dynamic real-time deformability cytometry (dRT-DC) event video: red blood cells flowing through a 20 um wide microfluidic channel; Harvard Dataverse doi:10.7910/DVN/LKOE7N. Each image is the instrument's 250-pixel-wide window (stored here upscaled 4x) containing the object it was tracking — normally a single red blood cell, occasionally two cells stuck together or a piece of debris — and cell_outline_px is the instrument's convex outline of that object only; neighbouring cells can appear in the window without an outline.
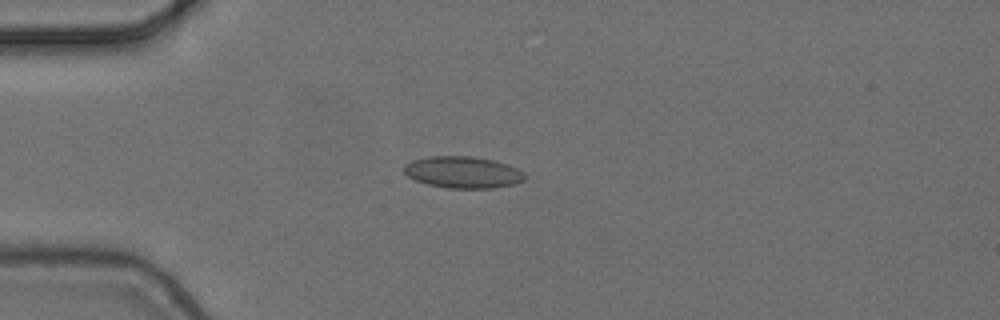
{"species": "common noctule bat (a hibernating species)", "species_latin": "Nyctalus noctula", "temperature_condition": "cold", "stored_images_in_passage": 6, "camera_frame_rate_fps": 3000, "um_per_image_px": 0.085, "animal": {"sex": "female", "body_mass_g": 24.6, "forearm_length_mm": 56.2}, "frame": {"image": 1, "passage_image": 4, "time_ms": 1.0, "image_size_px": [1000, 320], "cell_outline_px": [[524, 180], [516, 184], [492, 188], [448, 188], [428, 184], [416, 180], [408, 176], [404, 172], [404, 164], [412, 160], [428, 156], [472, 156], [492, 160], [508, 164], [524, 172]], "centroid_in_image_um": [39.34, 14.64], "position_along_channel_um": 45.7, "area_um2": 22.31}}
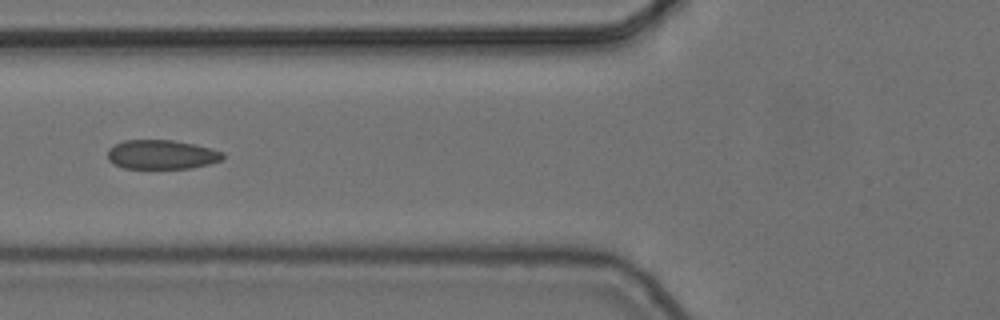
{"frame": {"image": 2, "passage_image": 6, "time_ms": 1.667, "image_size_px": [1000, 320], "cell_outline_px": [[224, 156], [220, 160], [208, 164], [192, 168], [124, 168], [112, 164], [108, 160], [108, 148], [124, 140], [172, 140], [196, 144], [212, 148], [224, 152]], "centroid_in_image_um": [13.73, 13.13], "position_along_channel_um": 112.1, "area_um2": 19.71}}